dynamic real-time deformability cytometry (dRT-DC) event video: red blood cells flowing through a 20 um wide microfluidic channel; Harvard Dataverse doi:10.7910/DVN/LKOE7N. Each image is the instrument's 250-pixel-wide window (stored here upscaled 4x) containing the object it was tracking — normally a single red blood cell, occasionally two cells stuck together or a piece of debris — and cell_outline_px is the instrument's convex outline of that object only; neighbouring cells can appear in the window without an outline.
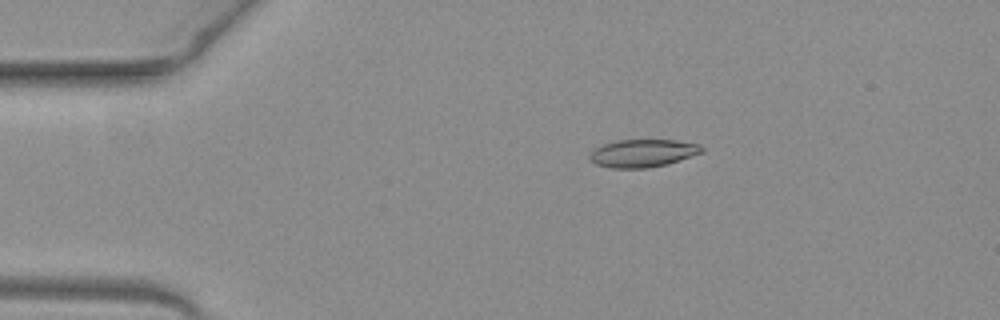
{"species": "common noctule bat (a hibernating species)", "species_latin": "Nyctalus noctula", "temperature_condition": "warm", "stored_images_in_passage": 42, "camera_frame_rate_fps": 3000, "um_per_image_px": 0.085, "animal": {"sex": "female", "body_mass_g": 19.3, "forearm_length_mm": 54.1}, "frame": {"image": 1, "passage_image": 1, "time_ms": 0.0, "image_size_px": [1000, 320], "cell_outline_px": [[704, 152], [668, 164], [648, 168], [612, 168], [596, 164], [588, 160], [588, 156], [596, 148], [604, 144], [616, 140], [676, 140], [700, 144], [704, 148]], "centroid_in_image_um": [54.66, 13.02], "position_along_channel_um": 30.3, "area_um2": 18.26}}
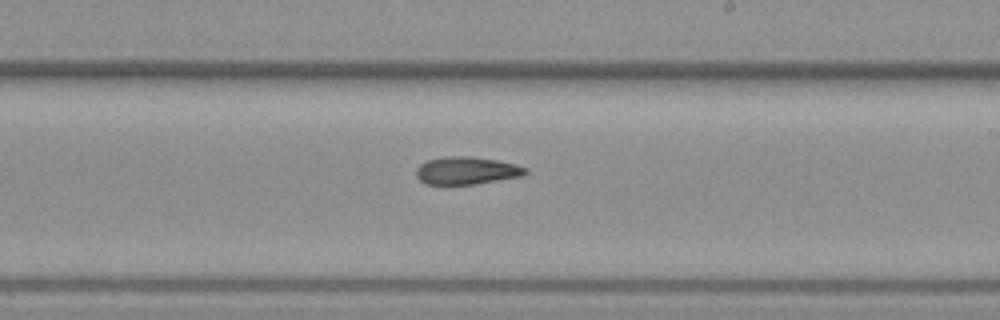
{"frame": {"image": 2, "passage_image": 21, "time_ms": 6.667, "image_size_px": [1000, 320], "cell_outline_px": [[528, 172], [524, 176], [472, 184], [424, 184], [416, 176], [416, 168], [420, 164], [428, 160], [444, 156], [468, 156], [496, 160], [516, 164], [528, 168]], "centroid_in_image_um": [39.67, 14.5], "position_along_channel_um": 249.3, "area_um2": 17.63}}
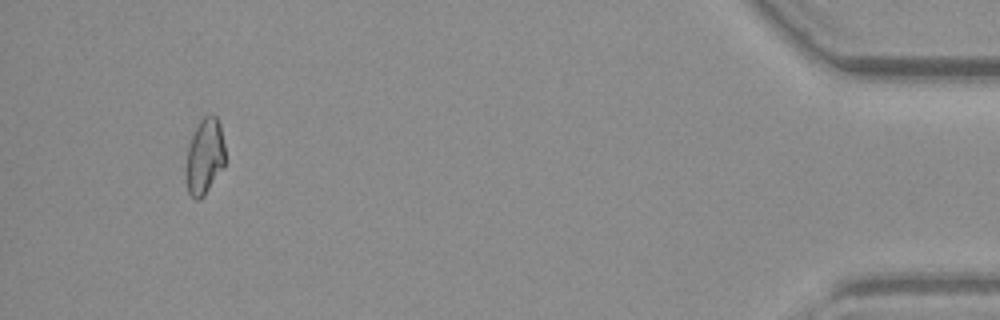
{"frame": {"image": 3, "passage_image": 39, "time_ms": 12.667, "image_size_px": [1000, 320], "cell_outline_px": [[224, 164], [204, 196], [200, 200], [196, 200], [188, 192], [184, 176], [184, 172], [188, 144], [200, 120], [208, 112], [216, 116], [220, 124], [224, 144]], "centroid_in_image_um": [17.35, 13.3], "position_along_channel_um": 417.8, "area_um2": 17.51}}